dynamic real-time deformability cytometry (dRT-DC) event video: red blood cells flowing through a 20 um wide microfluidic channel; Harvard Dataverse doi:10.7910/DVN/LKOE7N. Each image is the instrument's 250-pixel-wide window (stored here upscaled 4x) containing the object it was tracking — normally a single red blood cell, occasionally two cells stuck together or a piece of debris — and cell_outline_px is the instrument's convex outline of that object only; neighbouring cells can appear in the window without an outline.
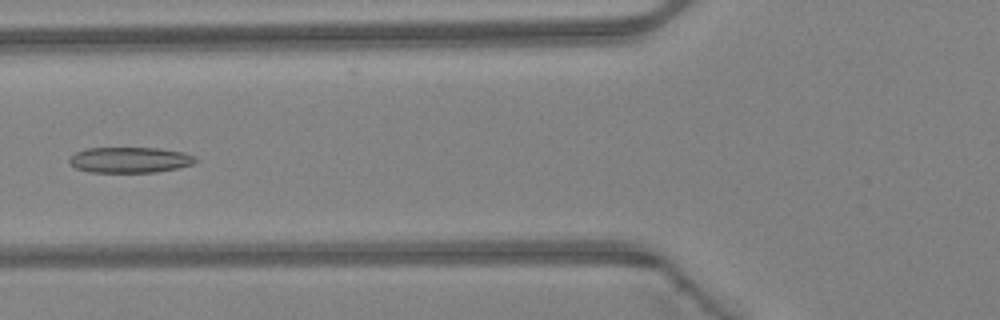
{"species": "Egyptian fruit bat (a non-hibernating species)", "species_latin": "Rousettus aegyptiacus", "temperature_condition": "warm", "stored_images_in_passage": 41, "camera_frame_rate_fps": 3000, "um_per_image_px": 0.085, "animal": {"sex": "female"}, "frame": {"image": 1, "passage_image": 12, "time_ms": 3.667, "image_size_px": [1000, 320], "cell_outline_px": [[196, 160], [192, 164], [176, 168], [156, 172], [88, 172], [76, 168], [68, 160], [76, 152], [84, 148], [160, 148], [184, 152], [196, 156]], "centroid_in_image_um": [11.04, 13.58], "position_along_channel_um": 114.8, "area_um2": 18.84}}
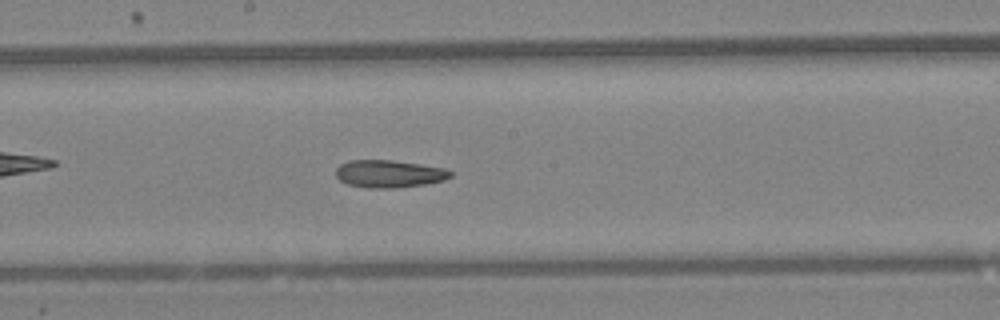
{"frame": {"image": 2, "passage_image": 19, "time_ms": 6.0, "image_size_px": [1000, 320], "cell_outline_px": [[452, 176], [444, 180], [428, 184], [396, 188], [368, 188], [348, 184], [340, 180], [336, 176], [336, 168], [340, 164], [348, 160], [392, 160], [420, 164], [444, 168], [452, 172]], "centroid_in_image_um": [33.08, 14.77], "position_along_channel_um": 215.1, "area_um2": 18.5}}
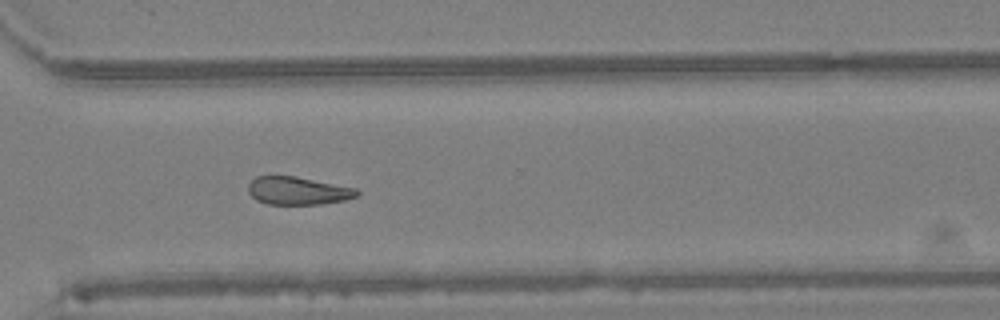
{"frame": {"image": 3, "passage_image": 28, "time_ms": 9.0, "image_size_px": [1000, 320], "cell_outline_px": [[360, 192], [356, 196], [344, 200], [320, 204], [268, 204], [256, 200], [248, 192], [248, 184], [256, 176], [296, 176], [356, 188]], "centroid_in_image_um": [25.3, 16.21], "position_along_channel_um": 345.3, "area_um2": 17.63}, "authors_computed_cell_mechanics": {"area_um2": 19.1318, "velocity_mm_per_s": 4.3301, "shape_relaxation_time_tau1_ms": null, "shape_relaxation_time_tau2_ms": 10.0282, "deformation_change_tau1": null, "deformation_change_tau2": 0.193}}